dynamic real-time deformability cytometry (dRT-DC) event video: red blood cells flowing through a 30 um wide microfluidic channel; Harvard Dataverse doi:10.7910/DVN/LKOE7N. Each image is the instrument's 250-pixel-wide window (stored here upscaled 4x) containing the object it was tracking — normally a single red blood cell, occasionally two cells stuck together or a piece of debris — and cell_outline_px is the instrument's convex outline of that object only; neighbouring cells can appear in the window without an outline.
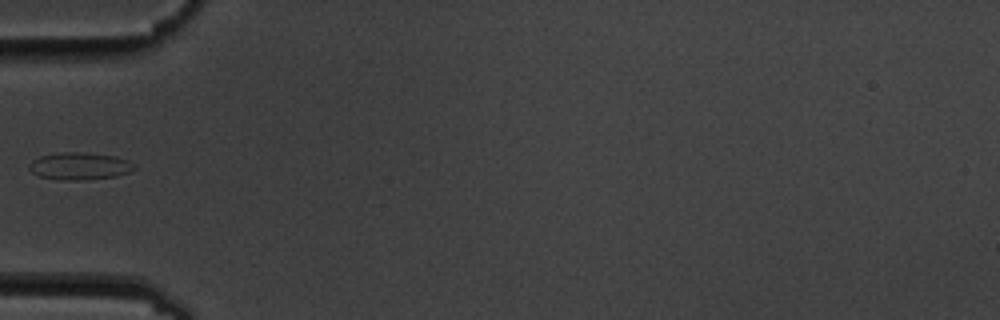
{"species": "common noctule bat (a hibernating species)", "species_latin": "Nyctalus noctula", "temperature_condition": "cold", "stored_images_in_passage": 11, "camera_frame_rate_fps": 3000, "um_per_image_px": 0.085, "animal": {"sex": "male", "body_mass_g": 19.5, "forearm_length_mm": 54.6}, "frame": {"image": 1, "passage_image": 1, "time_ms": 0.0, "image_size_px": [1000, 320], "cell_outline_px": [[136, 168], [128, 172], [116, 176], [84, 180], [60, 180], [40, 176], [32, 172], [28, 168], [28, 164], [32, 160], [40, 156], [60, 152], [84, 152], [116, 156], [128, 160], [136, 164]], "centroid_in_image_um": [6.77, 14.11], "position_along_channel_um": 78.2, "area_um2": 16.88}}
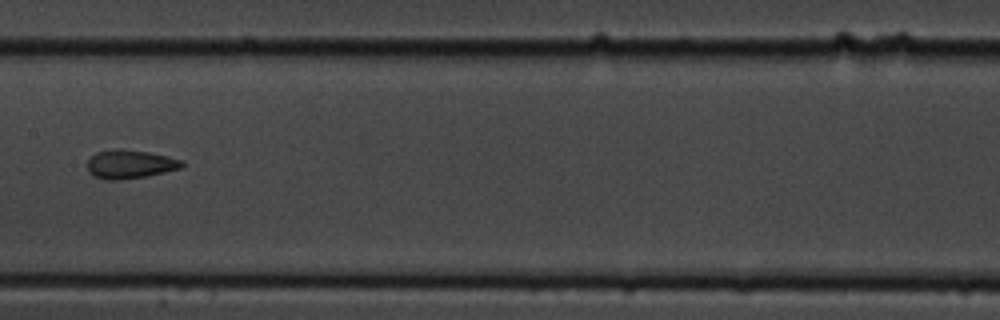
{"frame": {"image": 2, "passage_image": 4, "time_ms": 3.333, "image_size_px": [1000, 320], "cell_outline_px": [[184, 164], [180, 168], [148, 176], [120, 180], [104, 180], [92, 176], [88, 172], [88, 160], [96, 152], [116, 148], [120, 148], [148, 152], [168, 156], [184, 160]], "centroid_in_image_um": [11.03, 13.96], "position_along_channel_um": 196.4, "area_um2": 16.01}}
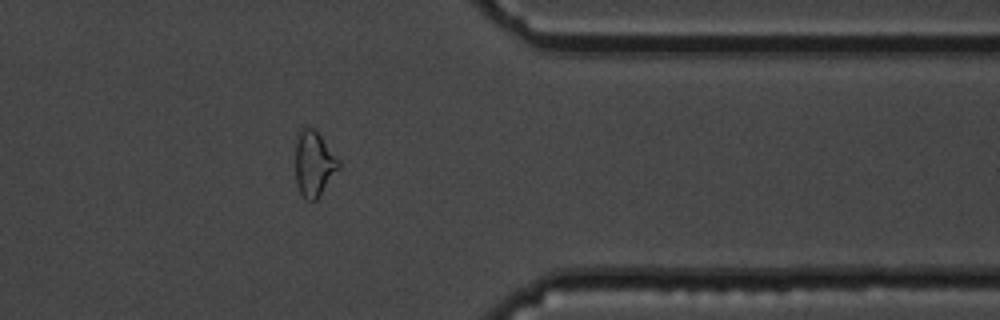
{"frame": {"image": 3, "passage_image": 9, "time_ms": 9.0, "image_size_px": [1000, 320], "cell_outline_px": [[340, 168], [316, 200], [308, 200], [300, 192], [296, 184], [296, 132], [300, 128], [312, 128], [320, 136], [340, 160]], "centroid_in_image_um": [26.68, 13.9], "position_along_channel_um": 384.7, "area_um2": 16.36}}